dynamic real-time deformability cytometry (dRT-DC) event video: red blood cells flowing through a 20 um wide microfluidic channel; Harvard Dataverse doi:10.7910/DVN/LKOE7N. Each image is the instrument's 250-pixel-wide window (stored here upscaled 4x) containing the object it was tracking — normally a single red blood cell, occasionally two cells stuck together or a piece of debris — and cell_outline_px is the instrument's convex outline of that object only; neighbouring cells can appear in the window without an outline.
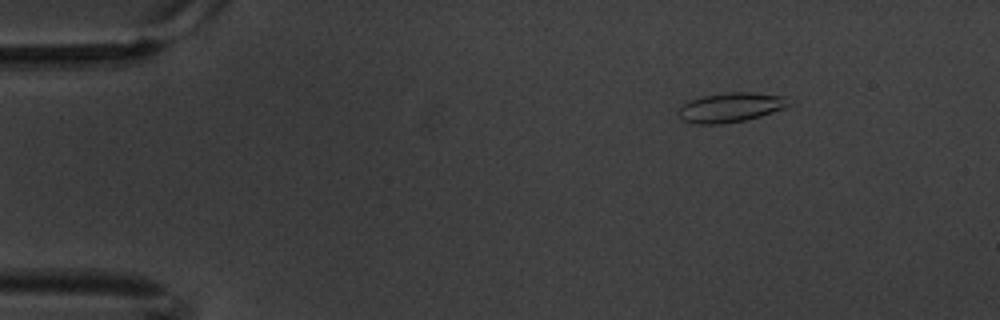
{"species": "common noctule bat (a hibernating species)", "species_latin": "Nyctalus noctula", "temperature_condition": "warm", "stored_images_in_passage": 7, "camera_frame_rate_fps": 3000, "um_per_image_px": 0.085, "animal": {"sex": "male", "body_mass_g": 20.1, "forearm_length_mm": 53.5}, "frame": {"image": 1, "passage_image": 3, "time_ms": 0.667, "image_size_px": [1000, 320], "cell_outline_px": [[788, 104], [784, 108], [760, 116], [744, 120], [724, 124], [692, 124], [680, 120], [680, 108], [688, 100], [704, 96], [728, 92], [752, 92], [784, 96]], "centroid_in_image_um": [62.05, 9.14], "position_along_channel_um": 22.9, "area_um2": 18.79}}
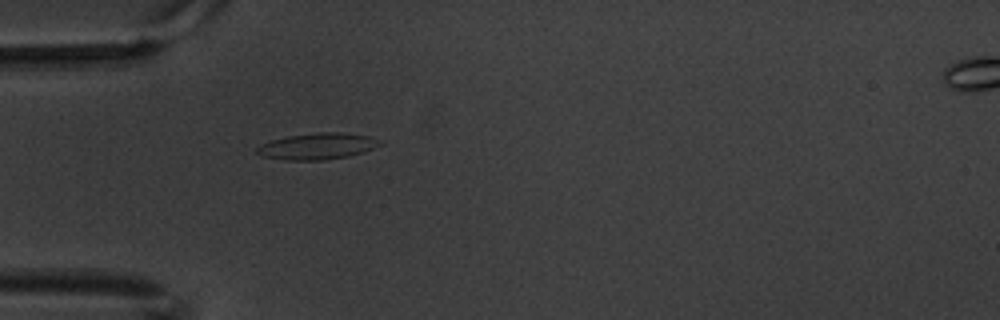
{"frame": {"image": 2, "passage_image": 6, "time_ms": 1.667, "image_size_px": [1000, 320], "cell_outline_px": [[380, 144], [364, 152], [348, 156], [324, 160], [284, 160], [260, 156], [256, 152], [256, 148], [260, 144], [272, 140], [288, 136], [320, 132], [340, 132], [368, 136], [380, 140]], "centroid_in_image_um": [26.92, 12.44], "position_along_channel_um": 58.1, "area_um2": 18.79}}